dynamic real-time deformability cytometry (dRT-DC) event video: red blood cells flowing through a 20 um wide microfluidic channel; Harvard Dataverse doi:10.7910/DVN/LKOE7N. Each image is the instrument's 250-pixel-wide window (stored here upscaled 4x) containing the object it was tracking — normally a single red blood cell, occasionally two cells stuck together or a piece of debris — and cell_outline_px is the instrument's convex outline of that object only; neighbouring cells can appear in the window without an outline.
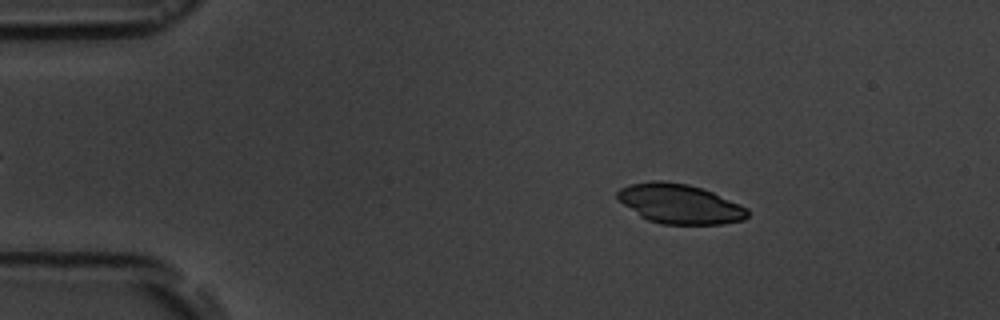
{"species": "common noctule bat (a hibernating species)", "species_latin": "Nyctalus noctula", "temperature_condition": "room temperature", "stored_images_in_passage": 4, "camera_frame_rate_fps": 3000, "um_per_image_px": 0.085, "animal": {"sex": "male", "body_mass_g": 19.5, "forearm_length_mm": 54.6}, "frame": {"image": 1, "passage_image": 2, "time_ms": 1.333, "image_size_px": [1000, 320], "cell_outline_px": [[748, 216], [744, 220], [720, 224], [660, 224], [648, 220], [640, 216], [624, 204], [616, 196], [616, 192], [620, 188], [628, 184], [652, 180], [660, 180], [688, 184], [712, 192], [748, 208]], "centroid_in_image_um": [57.75, 17.32], "position_along_channel_um": 27.2, "area_um2": 29.94}}